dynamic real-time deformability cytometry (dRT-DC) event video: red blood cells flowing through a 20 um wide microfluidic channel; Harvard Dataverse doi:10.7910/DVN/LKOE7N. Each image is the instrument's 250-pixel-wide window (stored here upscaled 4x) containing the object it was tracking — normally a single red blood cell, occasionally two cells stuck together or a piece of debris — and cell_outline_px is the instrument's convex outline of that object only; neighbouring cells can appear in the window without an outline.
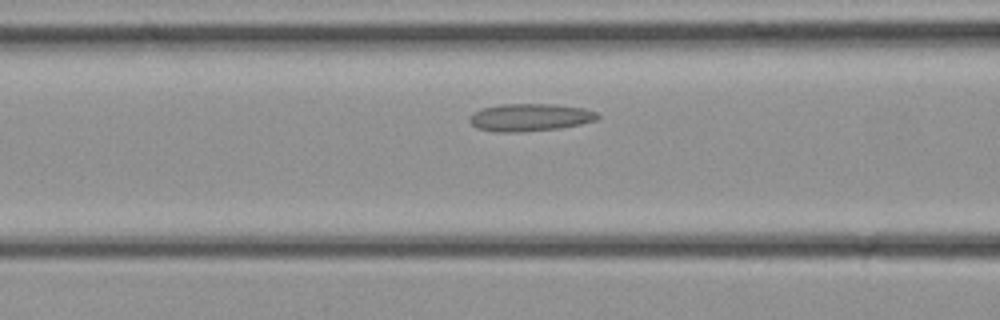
{"species": "common noctule bat (a hibernating species)", "species_latin": "Nyctalus noctula", "temperature_condition": "cold", "stored_images_in_passage": 16, "camera_frame_rate_fps": 3000, "um_per_image_px": 0.085, "animal": {"sex": "female", "body_mass_g": 21.9}, "frame": {"image": 1, "passage_image": 10, "time_ms": 3.0, "image_size_px": [1000, 320], "cell_outline_px": [[600, 116], [596, 120], [580, 124], [560, 128], [520, 132], [496, 132], [476, 128], [468, 120], [468, 116], [472, 112], [484, 108], [500, 104], [556, 104], [584, 108], [596, 112]], "centroid_in_image_um": [45.02, 9.97], "position_along_channel_um": 121.6, "area_um2": 20.69}}
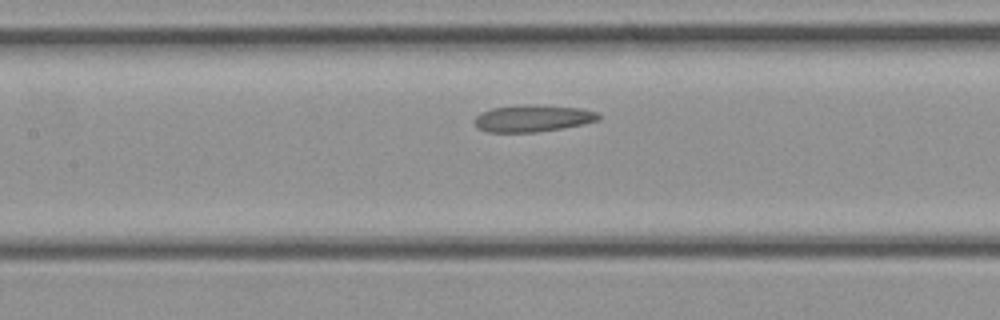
{"frame": {"image": 2, "passage_image": 12, "time_ms": 3.667, "image_size_px": [1000, 320], "cell_outline_px": [[600, 120], [584, 124], [564, 128], [536, 132], [488, 132], [480, 128], [472, 120], [480, 112], [492, 108], [520, 104], [536, 104], [580, 108], [596, 112], [600, 116]], "centroid_in_image_um": [45.28, 10.05], "position_along_channel_um": 162.1, "area_um2": 19.65}}
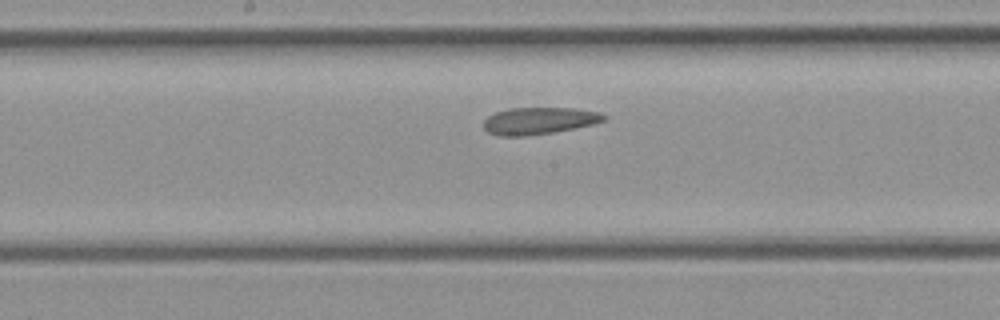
{"frame": {"image": 3, "passage_image": 14, "time_ms": 4.333, "image_size_px": [1000, 320], "cell_outline_px": [[608, 116], [604, 120], [592, 124], [552, 132], [524, 136], [496, 136], [488, 132], [484, 128], [484, 120], [488, 116], [496, 112], [508, 108], [576, 108], [600, 112]], "centroid_in_image_um": [45.8, 10.26], "position_along_channel_um": 202.4, "area_um2": 18.84}}